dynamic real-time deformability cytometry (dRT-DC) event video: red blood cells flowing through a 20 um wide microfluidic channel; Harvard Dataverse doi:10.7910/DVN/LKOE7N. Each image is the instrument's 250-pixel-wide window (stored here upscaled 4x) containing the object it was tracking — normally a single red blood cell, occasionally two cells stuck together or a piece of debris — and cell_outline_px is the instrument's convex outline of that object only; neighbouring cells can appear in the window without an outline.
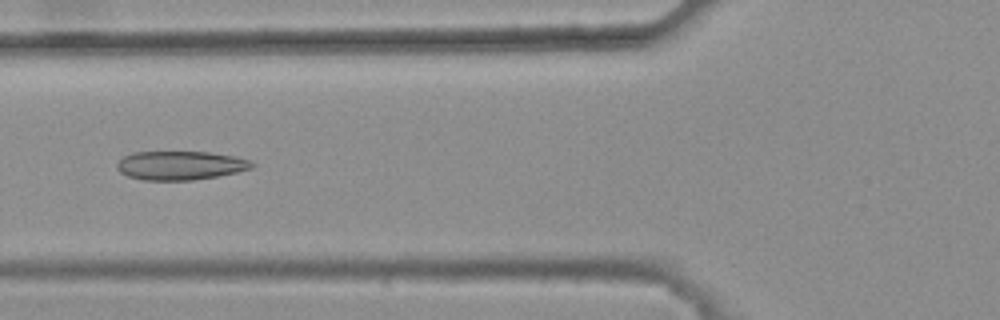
{"species": "common noctule bat (a hibernating species)", "species_latin": "Nyctalus noctula", "temperature_condition": "warm", "stored_images_in_passage": 38, "camera_frame_rate_fps": 3000, "um_per_image_px": 0.085, "animal": {"sex": "female", "body_mass_g": 25.1}, "frame": {"image": 1, "passage_image": 13, "time_ms": 4.0, "image_size_px": [1000, 320], "cell_outline_px": [[256, 164], [252, 168], [236, 172], [216, 176], [192, 180], [144, 180], [128, 176], [120, 172], [116, 168], [116, 164], [124, 156], [132, 152], [208, 152], [236, 156], [248, 160]], "centroid_in_image_um": [15.32, 14.06], "position_along_channel_um": 110.5, "area_um2": 22.6}}
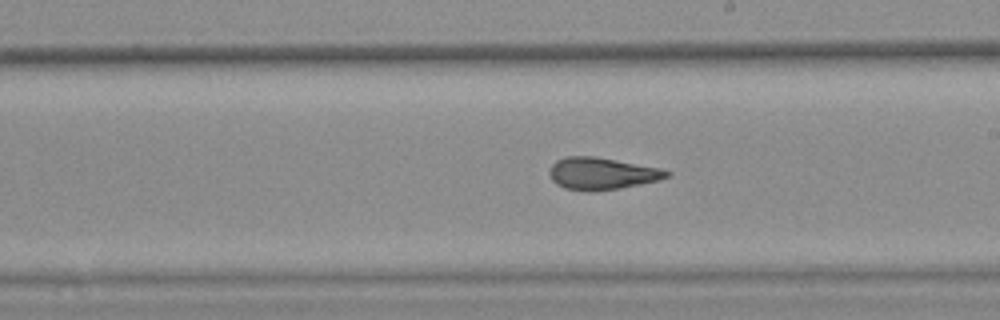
{"frame": {"image": 2, "passage_image": 23, "time_ms": 7.333, "image_size_px": [1000, 320], "cell_outline_px": [[672, 176], [660, 180], [620, 188], [592, 192], [564, 188], [556, 184], [552, 180], [548, 172], [552, 164], [556, 160], [568, 156], [596, 156], [660, 168], [672, 172]], "centroid_in_image_um": [51.17, 14.75], "position_along_channel_um": 237.8, "area_um2": 22.14}}
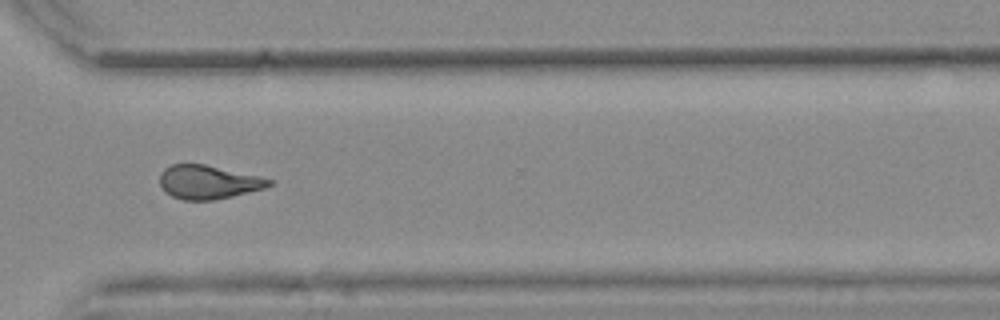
{"frame": {"image": 3, "passage_image": 32, "time_ms": 10.333, "image_size_px": [1000, 320], "cell_outline_px": [[272, 184], [264, 188], [232, 196], [212, 200], [180, 200], [164, 192], [160, 184], [160, 172], [164, 168], [172, 164], [204, 164], [256, 176], [272, 180]], "centroid_in_image_um": [17.63, 15.48], "position_along_channel_um": 353.0, "area_um2": 21.21}, "authors_computed_cell_mechanics": {"area_um2": 22.1663, "velocity_mm_per_s": 3.8279, "shape_relaxation_time_tau1_ms": null, "shape_relaxation_time_tau2_ms": 1.8796, "deformation_change_tau1": null, "deformation_change_tau2": 0.1044}}